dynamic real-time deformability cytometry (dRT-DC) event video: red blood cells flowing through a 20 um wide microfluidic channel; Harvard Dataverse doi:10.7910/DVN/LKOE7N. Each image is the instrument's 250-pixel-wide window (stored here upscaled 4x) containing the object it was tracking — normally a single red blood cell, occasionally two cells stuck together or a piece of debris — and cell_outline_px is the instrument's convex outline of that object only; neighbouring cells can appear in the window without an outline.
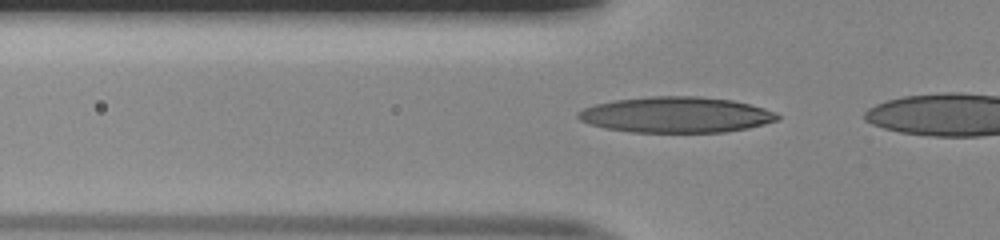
{"species": "human", "species_latin": "Homo sapiens", "temperature_condition": "room temperature", "stored_images_in_passage": 4, "camera_frame_rate_fps": 3000, "um_per_image_px": 0.085, "donor": {"sex": "male"}, "frame": {"image": 1, "passage_image": 2, "time_ms": 0.333, "image_size_px": [1000, 240], "cell_outline_px": [[780, 120], [748, 128], [724, 132], [632, 132], [604, 128], [588, 124], [580, 120], [576, 116], [576, 112], [584, 108], [596, 104], [616, 100], [652, 96], [700, 96], [732, 100], [764, 108], [776, 112], [780, 116]], "centroid_in_image_um": [57.47, 9.76], "position_along_channel_um": 68.3, "area_um2": 41.67}}